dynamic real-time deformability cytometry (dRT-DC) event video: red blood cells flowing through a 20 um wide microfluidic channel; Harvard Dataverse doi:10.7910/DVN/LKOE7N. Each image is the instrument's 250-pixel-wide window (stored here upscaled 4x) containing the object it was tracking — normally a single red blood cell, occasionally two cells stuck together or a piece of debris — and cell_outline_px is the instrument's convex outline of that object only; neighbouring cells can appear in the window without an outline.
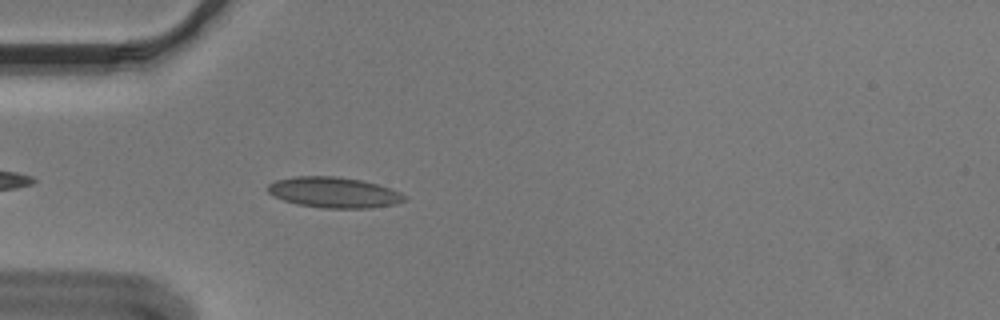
{"species": "Egyptian fruit bat (a non-hibernating species)", "species_latin": "Rousettus aegyptiacus", "temperature_condition": "cold", "stored_images_in_passage": 26, "camera_frame_rate_fps": 3000, "um_per_image_px": 0.085, "animal": {"sex": "male"}, "frame": {"image": 1, "passage_image": 4, "time_ms": 1.0, "image_size_px": [1000, 320], "cell_outline_px": [[408, 200], [396, 204], [372, 208], [324, 208], [296, 204], [272, 196], [268, 192], [268, 184], [276, 180], [292, 176], [336, 176], [360, 180], [376, 184], [400, 192], [408, 196]], "centroid_in_image_um": [28.39, 16.36], "position_along_channel_um": 56.6, "area_um2": 24.57}}
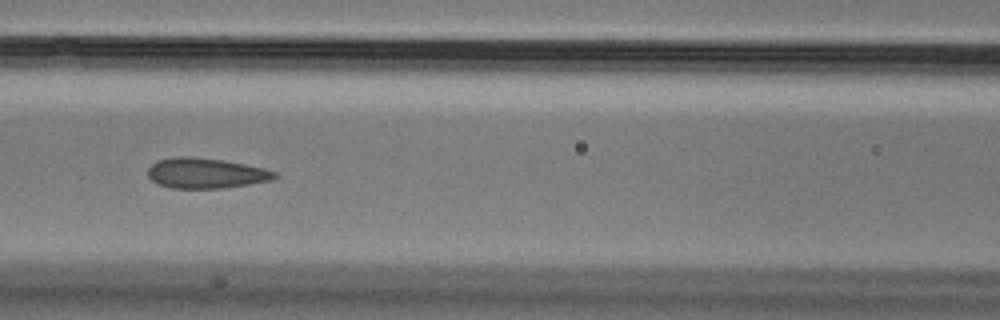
{"frame": {"image": 2, "passage_image": 12, "time_ms": 3.667, "image_size_px": [1000, 320], "cell_outline_px": [[280, 176], [272, 180], [224, 188], [172, 188], [156, 184], [148, 176], [148, 168], [156, 160], [172, 156], [192, 156], [224, 160], [264, 168], [276, 172]], "centroid_in_image_um": [17.48, 14.71], "position_along_channel_um": 149.1, "area_um2": 22.66}}
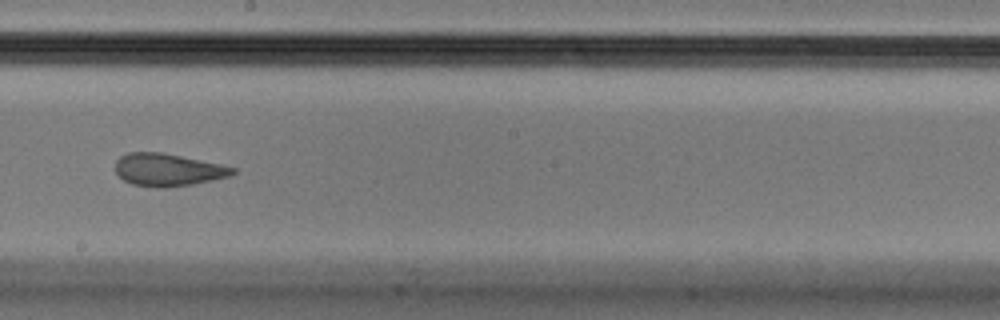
{"frame": {"image": 3, "passage_image": 19, "time_ms": 6.0, "image_size_px": [1000, 320], "cell_outline_px": [[236, 172], [232, 176], [192, 184], [164, 188], [156, 188], [132, 184], [124, 180], [116, 172], [116, 160], [120, 156], [128, 152], [160, 152], [220, 164], [236, 168]], "centroid_in_image_um": [14.27, 14.44], "position_along_channel_um": 233.9, "area_um2": 22.2}}